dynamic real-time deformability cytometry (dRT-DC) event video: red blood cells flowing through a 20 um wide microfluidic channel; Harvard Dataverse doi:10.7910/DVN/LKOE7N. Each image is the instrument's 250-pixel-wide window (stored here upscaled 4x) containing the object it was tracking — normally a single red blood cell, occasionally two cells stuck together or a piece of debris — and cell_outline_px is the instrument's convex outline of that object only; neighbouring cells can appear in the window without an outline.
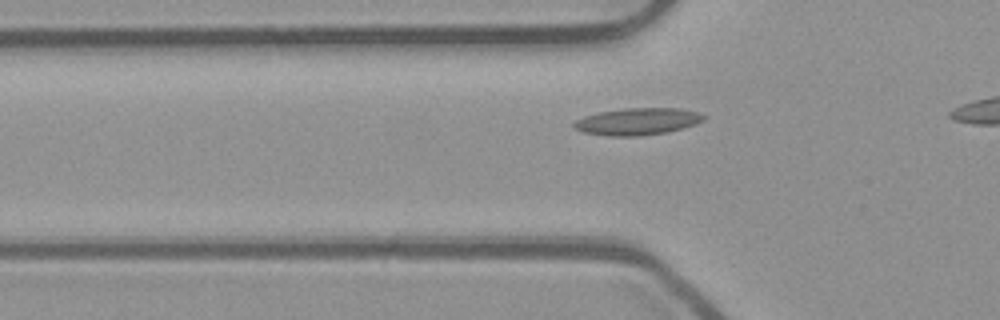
{"species": "common noctule bat (a hibernating species)", "species_latin": "Nyctalus noctula", "temperature_condition": "room temperature", "stored_images_in_passage": 25, "camera_frame_rate_fps": 3000, "um_per_image_px": 0.085, "animal": {"sex": "male", "body_mass_g": 23.1, "forearm_length_mm": 52.7}, "frame": {"image": 1, "passage_image": 3, "time_ms": 0.667, "image_size_px": [1000, 320], "cell_outline_px": [[708, 116], [704, 120], [696, 124], [668, 132], [640, 136], [608, 136], [584, 132], [576, 128], [572, 124], [576, 120], [584, 116], [600, 112], [620, 108], [680, 108], [696, 112]], "centroid_in_image_um": [54.21, 10.32], "position_along_channel_um": 71.6, "area_um2": 20.46}}
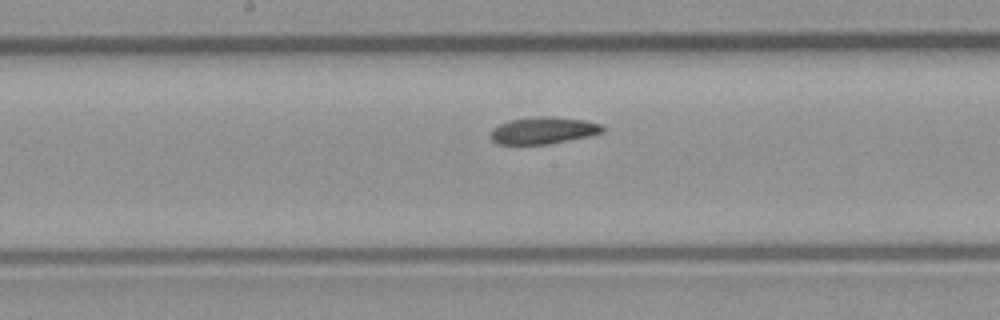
{"frame": {"image": 2, "passage_image": 13, "time_ms": 4.0, "image_size_px": [1000, 320], "cell_outline_px": [[608, 128], [604, 132], [588, 136], [548, 144], [496, 144], [488, 136], [492, 128], [500, 124], [512, 120], [548, 116], [556, 116], [584, 120], [604, 124]], "centroid_in_image_um": [46.23, 11.09], "position_along_channel_um": 202.0, "area_um2": 17.69}}
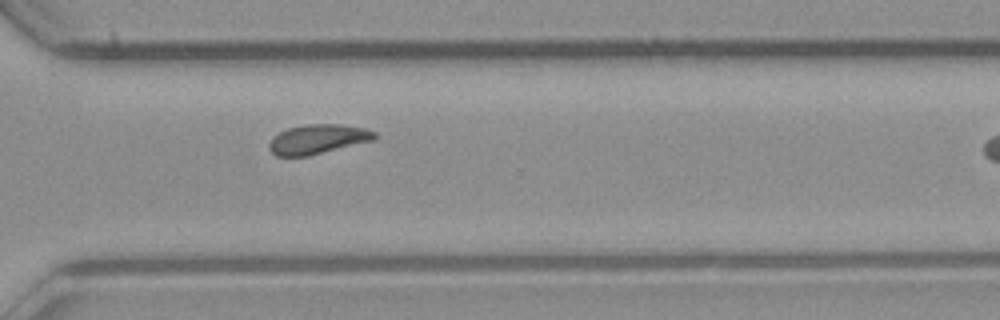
{"frame": {"image": 3, "passage_image": 24, "time_ms": 7.667, "image_size_px": [1000, 320], "cell_outline_px": [[376, 140], [308, 156], [276, 156], [268, 148], [268, 144], [272, 136], [288, 128], [304, 124], [340, 124], [364, 128], [376, 132]], "centroid_in_image_um": [27.01, 11.83], "position_along_channel_um": 343.6, "area_um2": 18.32}}